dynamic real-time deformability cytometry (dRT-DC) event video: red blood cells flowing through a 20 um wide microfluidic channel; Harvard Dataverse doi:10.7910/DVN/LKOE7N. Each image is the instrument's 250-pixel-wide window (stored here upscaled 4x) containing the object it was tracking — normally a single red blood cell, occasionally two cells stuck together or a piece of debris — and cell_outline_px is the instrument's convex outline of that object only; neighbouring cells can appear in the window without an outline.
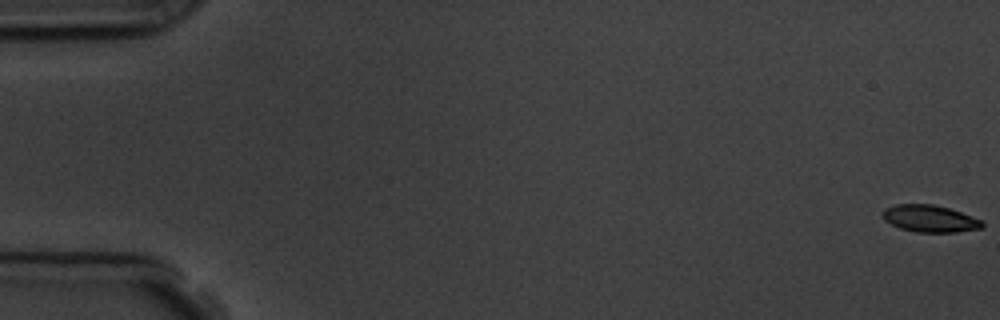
{"species": "common noctule bat (a hibernating species)", "species_latin": "Nyctalus noctula", "temperature_condition": "room temperature", "stored_images_in_passage": 5, "camera_frame_rate_fps": 3000, "um_per_image_px": 0.085, "animal": {"sex": "male", "body_mass_g": 19.5, "forearm_length_mm": 54.6}, "frame": {"image": 1, "passage_image": 1, "time_ms": 0.0, "image_size_px": [1000, 320], "cell_outline_px": [[984, 228], [956, 232], [916, 232], [900, 228], [884, 220], [884, 208], [896, 204], [932, 204], [948, 208], [972, 216], [980, 220], [984, 224]], "centroid_in_image_um": [79.05, 18.58], "position_along_channel_um": 5.9, "area_um2": 15.55}}
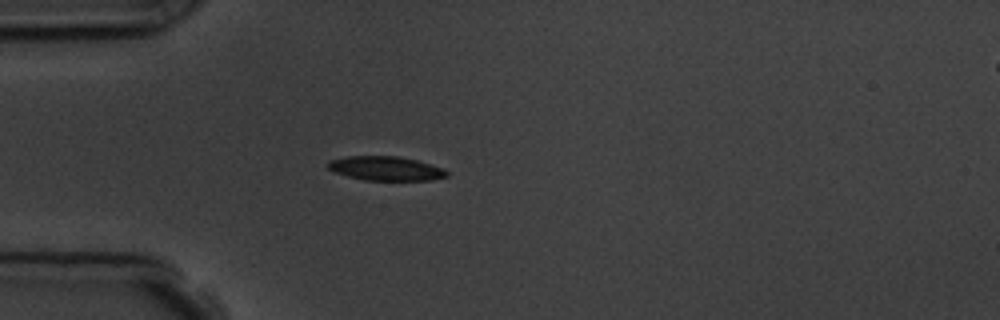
{"frame": {"image": 2, "passage_image": 5, "time_ms": 5.333, "image_size_px": [1000, 320], "cell_outline_px": [[448, 176], [432, 180], [364, 180], [348, 176], [336, 172], [328, 168], [324, 164], [328, 160], [348, 156], [396, 156], [416, 160], [444, 168], [448, 172]], "centroid_in_image_um": [32.77, 14.31], "position_along_channel_um": 52.2, "area_um2": 16.76}}